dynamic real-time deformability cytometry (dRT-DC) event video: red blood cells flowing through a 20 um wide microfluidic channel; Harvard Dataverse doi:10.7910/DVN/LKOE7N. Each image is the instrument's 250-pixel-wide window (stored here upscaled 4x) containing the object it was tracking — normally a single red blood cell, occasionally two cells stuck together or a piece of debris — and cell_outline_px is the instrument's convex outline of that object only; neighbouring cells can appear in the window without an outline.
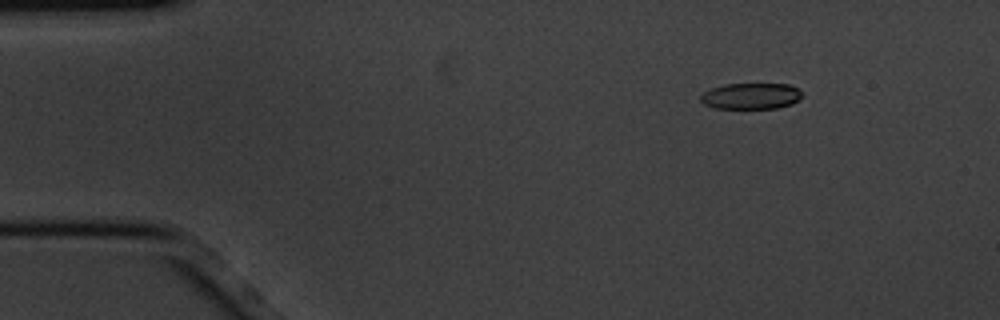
{"species": "common noctule bat (a hibernating species)", "species_latin": "Nyctalus noctula", "temperature_condition": "cold", "stored_images_in_passage": 8, "camera_frame_rate_fps": 3000, "um_per_image_px": 0.085, "animal": {"sex": "male", "body_mass_g": 20.1, "forearm_length_mm": 53.5}, "frame": {"image": 1, "passage_image": 1, "time_ms": 0.0, "image_size_px": [1000, 320], "cell_outline_px": [[804, 96], [800, 100], [792, 104], [776, 108], [712, 108], [704, 104], [700, 100], [700, 96], [704, 92], [712, 88], [724, 84], [788, 84], [796, 88]], "centroid_in_image_um": [63.84, 8.17], "position_along_channel_um": 21.2, "area_um2": 15.49}}
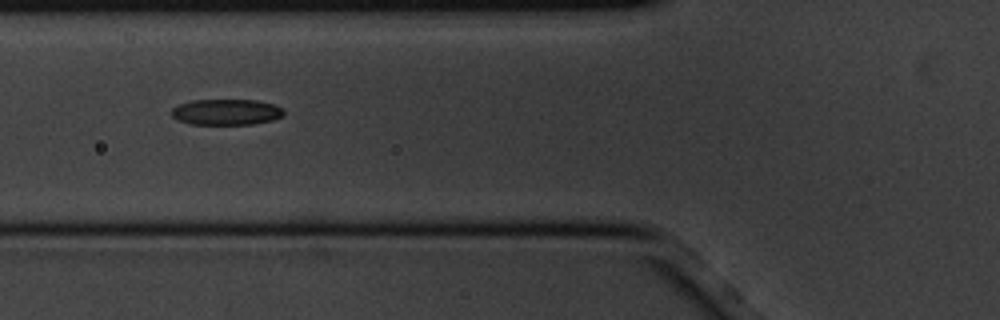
{"frame": {"image": 2, "passage_image": 5, "time_ms": 1.333, "image_size_px": [1000, 320], "cell_outline_px": [[284, 116], [272, 120], [252, 124], [188, 124], [172, 116], [168, 112], [172, 108], [180, 104], [192, 100], [256, 100], [272, 104], [280, 108], [284, 112]], "centroid_in_image_um": [19.2, 9.52], "position_along_channel_um": 106.6, "area_um2": 16.88}}
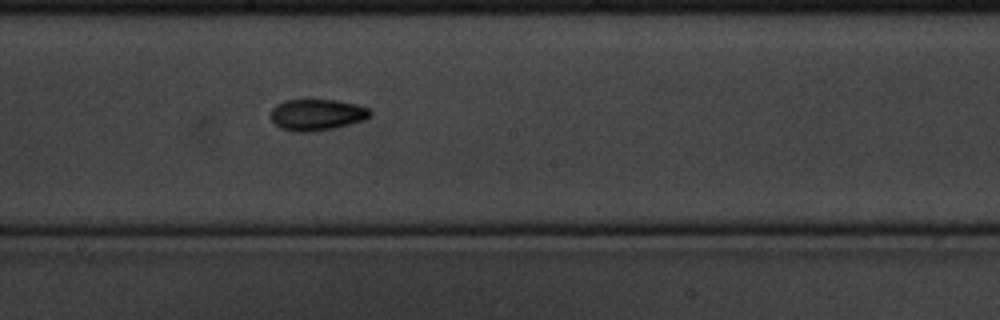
{"frame": {"image": 3, "passage_image": 8, "time_ms": 2.333, "image_size_px": [1000, 320], "cell_outline_px": [[372, 112], [364, 120], [332, 128], [308, 132], [292, 132], [280, 128], [272, 120], [272, 108], [276, 104], [284, 100], [336, 100], [356, 104], [368, 108]], "centroid_in_image_um": [26.91, 9.75], "position_along_channel_um": 221.3, "area_um2": 17.98}}